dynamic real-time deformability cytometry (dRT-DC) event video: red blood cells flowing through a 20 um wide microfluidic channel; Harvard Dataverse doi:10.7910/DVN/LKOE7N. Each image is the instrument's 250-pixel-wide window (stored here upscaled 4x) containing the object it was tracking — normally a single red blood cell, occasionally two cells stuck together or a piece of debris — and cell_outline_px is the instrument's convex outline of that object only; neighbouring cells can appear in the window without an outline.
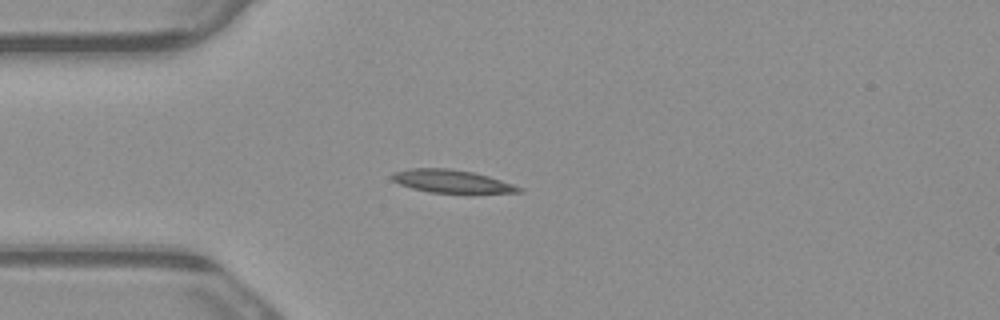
{"species": "common noctule bat (a hibernating species)", "species_latin": "Nyctalus noctula", "temperature_condition": "warm", "stored_images_in_passage": 4, "camera_frame_rate_fps": 3000, "um_per_image_px": 0.085, "animal": {"sex": "male", "body_mass_g": 23.1, "forearm_length_mm": 52.7}, "frame": {"image": 1, "passage_image": 4, "time_ms": 1.0, "image_size_px": [1000, 320], "cell_outline_px": [[524, 192], [472, 196], [468, 196], [428, 192], [412, 188], [400, 184], [392, 180], [388, 176], [392, 172], [408, 168], [448, 168], [472, 172], [488, 176], [524, 188]], "centroid_in_image_um": [38.46, 15.47], "position_along_channel_um": 46.5, "area_um2": 18.21}}